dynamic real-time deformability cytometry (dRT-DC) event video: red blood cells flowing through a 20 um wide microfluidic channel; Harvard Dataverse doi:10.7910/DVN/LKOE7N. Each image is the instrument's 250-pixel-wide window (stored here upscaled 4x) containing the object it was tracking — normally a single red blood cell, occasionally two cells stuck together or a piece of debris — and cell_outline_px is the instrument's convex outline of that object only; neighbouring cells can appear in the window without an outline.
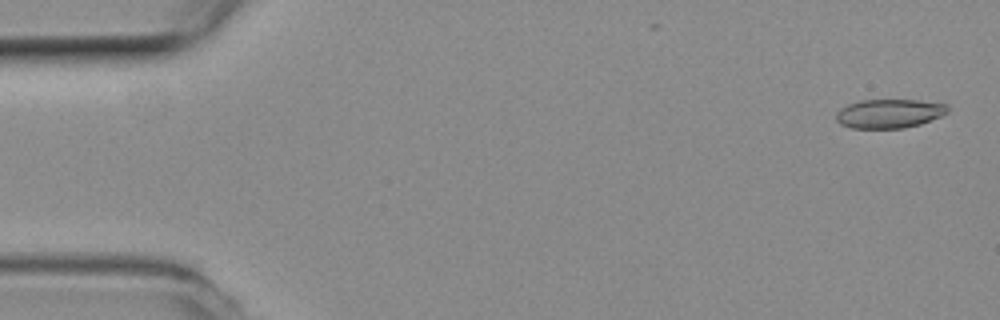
{"species": "common noctule bat (a hibernating species)", "species_latin": "Nyctalus noctula", "temperature_condition": "room temperature", "stored_images_in_passage": 11, "camera_frame_rate_fps": 3000, "um_per_image_px": 0.085, "animal": {"sex": "female", "body_mass_g": 19.3, "forearm_length_mm": 54.1}, "frame": {"image": 1, "passage_image": 2, "time_ms": 0.333, "image_size_px": [1000, 320], "cell_outline_px": [[948, 112], [940, 116], [920, 124], [904, 128], [852, 128], [840, 124], [836, 120], [836, 112], [840, 108], [848, 104], [860, 100], [920, 100], [948, 104]], "centroid_in_image_um": [75.57, 9.64], "position_along_channel_um": 9.4, "area_um2": 18.9}}